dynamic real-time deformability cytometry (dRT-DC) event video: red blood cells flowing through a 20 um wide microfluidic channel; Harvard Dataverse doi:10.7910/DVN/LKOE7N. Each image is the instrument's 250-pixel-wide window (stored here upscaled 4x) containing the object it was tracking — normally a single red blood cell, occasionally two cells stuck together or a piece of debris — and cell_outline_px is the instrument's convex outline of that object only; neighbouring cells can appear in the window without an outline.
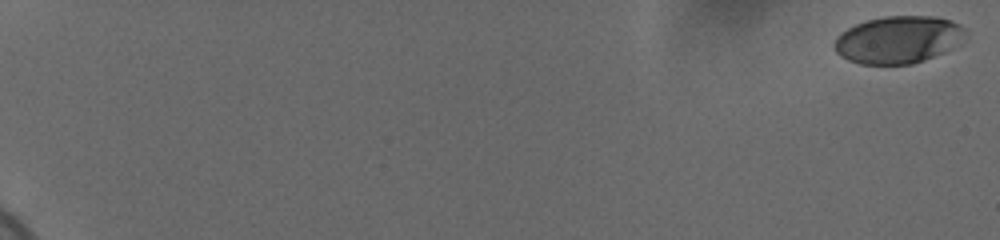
{"species": "human", "species_latin": "Homo sapiens", "temperature_condition": "cold", "stored_images_in_passage": 15, "camera_frame_rate_fps": 3000, "um_per_image_px": 0.085, "donor": {"sex": "female"}, "frame": {"image": 1, "passage_image": 1, "time_ms": 0.0, "image_size_px": [1000, 240], "cell_outline_px": [[968, 36], [960, 44], [944, 52], [924, 60], [912, 64], [860, 64], [848, 60], [840, 56], [836, 52], [832, 44], [836, 36], [840, 32], [856, 24], [868, 20], [884, 16], [936, 16], [952, 20], [960, 24], [968, 32]], "centroid_in_image_um": [76.38, 3.37], "position_along_channel_um": 8.6, "area_um2": 36.7}}